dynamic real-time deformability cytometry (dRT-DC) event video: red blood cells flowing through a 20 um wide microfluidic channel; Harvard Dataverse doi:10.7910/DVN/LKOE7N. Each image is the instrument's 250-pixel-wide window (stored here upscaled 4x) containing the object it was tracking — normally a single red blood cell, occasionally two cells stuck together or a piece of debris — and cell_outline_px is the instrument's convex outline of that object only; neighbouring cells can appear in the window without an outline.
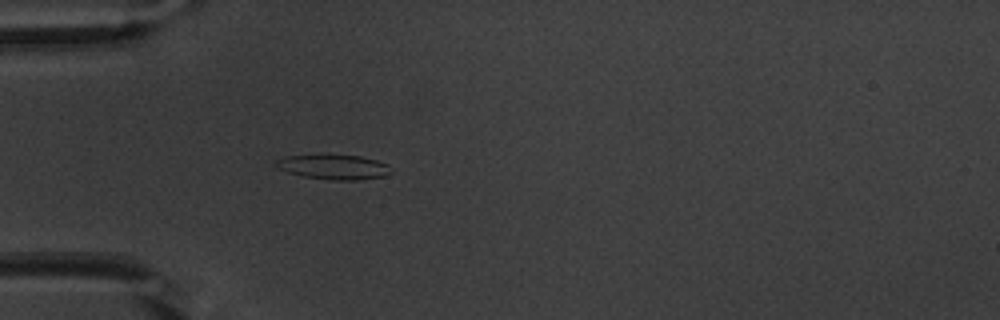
{"species": "common noctule bat (a hibernating species)", "species_latin": "Nyctalus noctula", "temperature_condition": "warm", "stored_images_in_passage": 46, "camera_frame_rate_fps": 3000, "um_per_image_px": 0.085, "animal": {"sex": "male", "body_mass_g": 20.1, "forearm_length_mm": 53.5}, "frame": {"image": 1, "passage_image": 15, "time_ms": 4.667, "image_size_px": [1000, 320], "cell_outline_px": [[392, 172], [384, 176], [356, 180], [332, 180], [304, 176], [288, 172], [276, 168], [272, 164], [276, 160], [284, 156], [360, 156], [376, 160], [388, 164]], "centroid_in_image_um": [28.35, 14.21], "position_along_channel_um": 56.7, "area_um2": 16.3}}
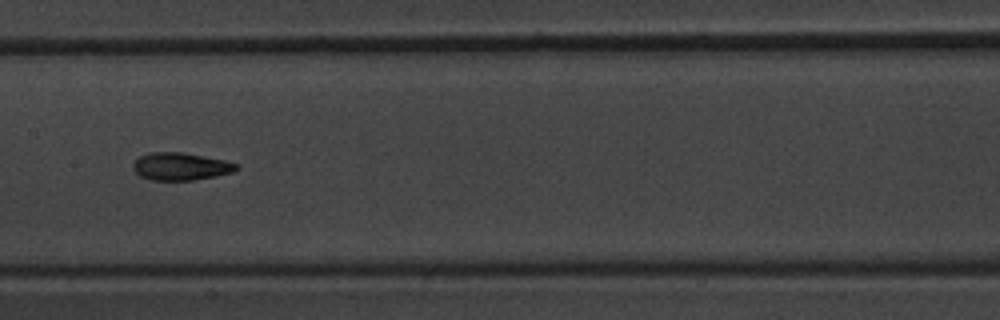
{"frame": {"image": 2, "passage_image": 26, "time_ms": 8.333, "image_size_px": [1000, 320], "cell_outline_px": [[240, 168], [232, 172], [216, 176], [192, 180], [152, 180], [140, 176], [132, 168], [132, 164], [140, 156], [148, 152], [180, 152], [224, 160], [236, 164]], "centroid_in_image_um": [15.33, 14.15], "position_along_channel_um": 192.1, "area_um2": 16.47}}
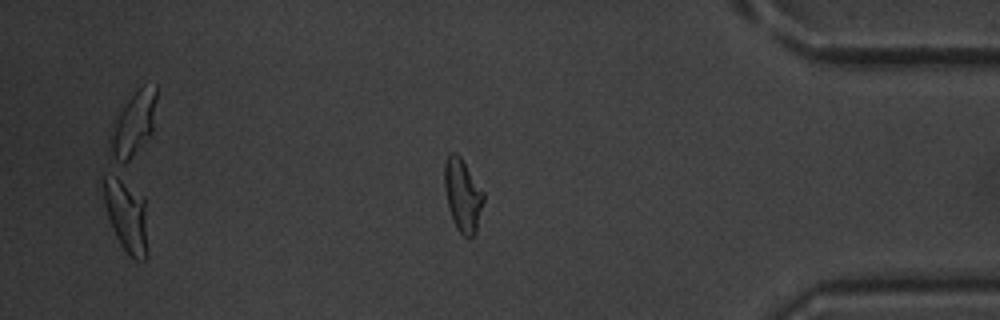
{"frame": {"image": 3, "passage_image": 44, "time_ms": 14.333, "image_size_px": [1000, 320], "cell_outline_px": [[148, 256], [144, 260], [136, 260], [120, 244], [112, 228], [104, 204], [104, 176], [116, 176], [144, 196]], "centroid_in_image_um": [10.77, 18.37], "position_along_channel_um": 424.4, "area_um2": 18.32}, "authors_computed_cell_mechanics": {"area_um2": 16.5308, "velocity_mm_per_s": 3.8488, "shape_relaxation_time_tau1_ms": 4.7736, "shape_relaxation_time_tau2_ms": 3.1473, "deformation_change_tau1": 0.1656, "deformation_change_tau2": 0.105}}